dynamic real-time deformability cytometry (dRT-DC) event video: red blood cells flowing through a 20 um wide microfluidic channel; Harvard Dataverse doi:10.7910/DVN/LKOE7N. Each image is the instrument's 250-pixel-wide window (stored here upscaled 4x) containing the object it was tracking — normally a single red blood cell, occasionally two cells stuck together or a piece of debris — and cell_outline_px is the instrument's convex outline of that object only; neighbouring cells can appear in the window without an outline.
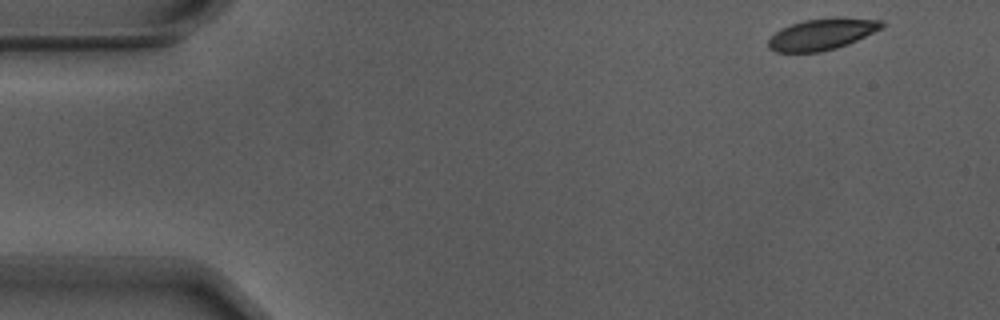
{"species": "Egyptian fruit bat (a non-hibernating species)", "species_latin": "Rousettus aegyptiacus", "temperature_condition": "warm", "stored_images_in_passage": 52, "camera_frame_rate_fps": 3000, "um_per_image_px": 0.085, "animal": {"sex": "male"}, "frame": {"image": 1, "passage_image": 1, "time_ms": 0.0, "image_size_px": [1000, 320], "cell_outline_px": [[884, 24], [880, 28], [848, 44], [836, 48], [820, 52], [776, 52], [768, 48], [768, 40], [780, 28], [804, 20], [832, 16], [844, 16], [884, 20]], "centroid_in_image_um": [69.87, 2.88], "position_along_channel_um": 15.1, "area_um2": 20.92}}
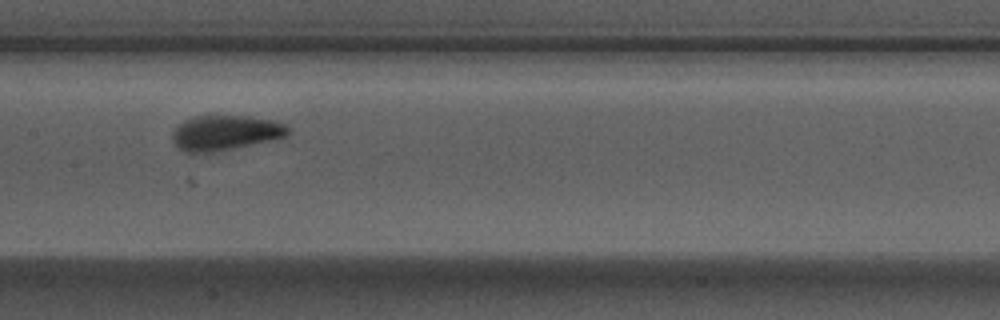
{"frame": {"image": 2, "passage_image": 24, "time_ms": 7.667, "image_size_px": [1000, 320], "cell_outline_px": [[292, 132], [288, 136], [232, 148], [208, 152], [184, 152], [172, 140], [172, 132], [184, 120], [192, 116], [248, 116], [276, 120], [284, 124]], "centroid_in_image_um": [19.17, 11.26], "position_along_channel_um": 188.2, "area_um2": 23.35}}
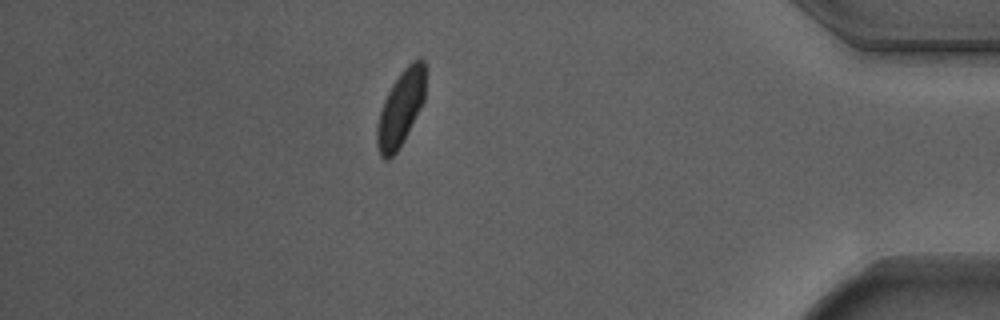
{"frame": {"image": 3, "passage_image": 45, "time_ms": 14.667, "image_size_px": [1000, 320], "cell_outline_px": [[424, 100], [400, 148], [388, 160], [384, 160], [380, 156], [376, 140], [376, 128], [380, 112], [384, 100], [392, 84], [400, 72], [412, 60], [420, 56], [424, 60]], "centroid_in_image_um": [34.04, 9.21], "position_along_channel_um": 401.2, "area_um2": 21.21}, "authors_computed_cell_mechanics": {"area_um2": 22.1663, "velocity_mm_per_s": 3.6862, "shape_relaxation_time_tau1_ms": 2.1438, "shape_relaxation_time_tau2_ms": 1.3536, "deformation_change_tau1": 0.1077, "deformation_change_tau2": 0.0516}}